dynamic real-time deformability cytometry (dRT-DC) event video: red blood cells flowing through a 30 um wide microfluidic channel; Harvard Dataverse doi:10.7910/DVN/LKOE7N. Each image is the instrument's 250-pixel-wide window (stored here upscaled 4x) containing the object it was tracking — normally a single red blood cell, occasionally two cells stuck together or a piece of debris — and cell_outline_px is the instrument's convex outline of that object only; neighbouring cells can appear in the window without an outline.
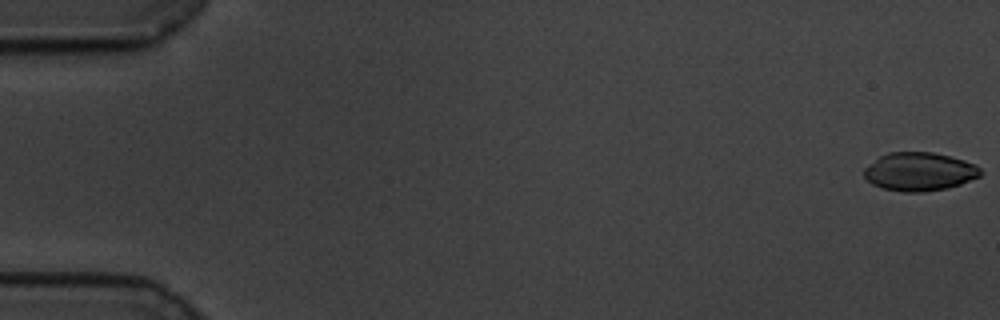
{"species": "common noctule bat (a hibernating species)", "species_latin": "Nyctalus noctula", "temperature_condition": "cold", "stored_images_in_passage": 59, "camera_frame_rate_fps": 3000, "um_per_image_px": 0.085, "animal": {"sex": "male", "body_mass_g": 19.5, "forearm_length_mm": 54.6}, "frame": {"image": 1, "passage_image": 1, "time_ms": 0.0, "image_size_px": [1000, 320], "cell_outline_px": [[980, 176], [960, 184], [948, 188], [924, 192], [904, 192], [884, 188], [872, 184], [864, 176], [864, 168], [880, 156], [888, 152], [932, 152], [964, 160], [976, 164], [980, 168]], "centroid_in_image_um": [78.15, 14.59], "position_along_channel_um": 6.9, "area_um2": 25.95}}
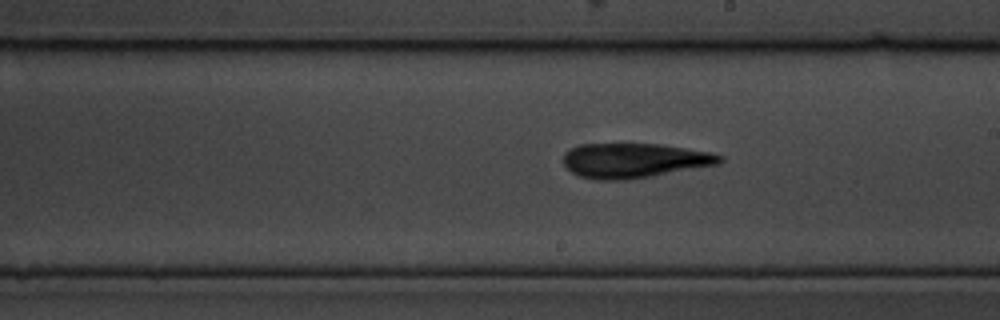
{"frame": {"image": 2, "passage_image": 34, "time_ms": 11.0, "image_size_px": [1000, 320], "cell_outline_px": [[724, 160], [720, 164], [652, 176], [624, 180], [592, 180], [580, 176], [572, 172], [564, 164], [564, 152], [580, 144], [660, 144], [712, 152], [724, 156]], "centroid_in_image_um": [53.94, 13.64], "position_along_channel_um": 235.1, "area_um2": 31.73}}
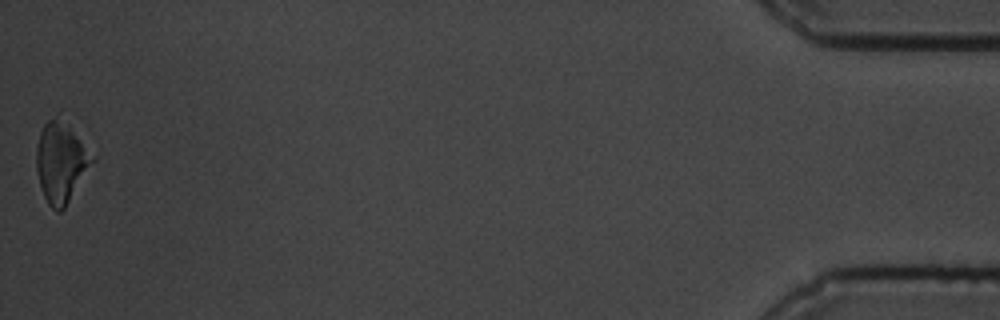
{"frame": {"image": 3, "passage_image": 59, "time_ms": 19.333, "image_size_px": [1000, 320], "cell_outline_px": [[96, 160], [64, 208], [60, 212], [56, 212], [48, 204], [44, 196], [40, 184], [36, 168], [36, 148], [40, 132], [44, 124], [60, 108], [96, 156]], "centroid_in_image_um": [5.24, 13.63], "position_along_channel_um": 430.0, "area_um2": 27.63}, "authors_computed_cell_mechanics": {"area_um2": 29.478, "velocity_mm_per_s": 3.4368, "shape_relaxation_time_tau1_ms": 6.8235, "shape_relaxation_time_tau2_ms": 10.3678, "deformation_change_tau1": 0.128, "deformation_change_tau2": 0.193}}